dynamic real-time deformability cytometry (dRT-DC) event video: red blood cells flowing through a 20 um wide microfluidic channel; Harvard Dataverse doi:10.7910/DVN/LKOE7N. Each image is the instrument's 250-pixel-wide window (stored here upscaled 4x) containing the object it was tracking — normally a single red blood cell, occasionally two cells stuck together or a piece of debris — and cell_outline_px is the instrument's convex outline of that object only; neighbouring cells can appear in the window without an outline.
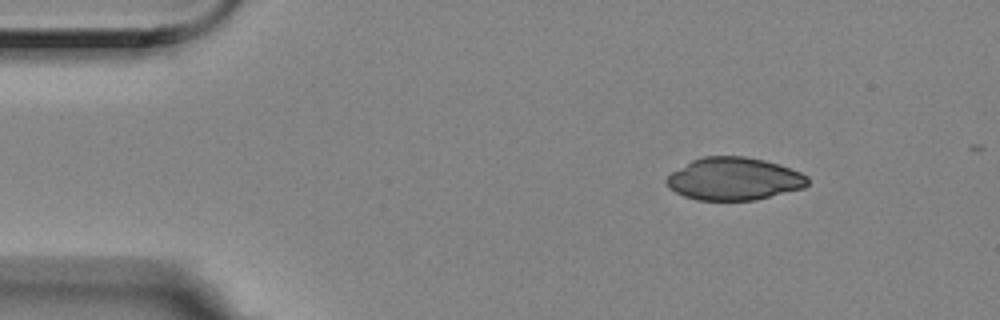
{"species": "Egyptian fruit bat (a non-hibernating species)", "species_latin": "Rousettus aegyptiacus", "temperature_condition": "room temperature", "stored_images_in_passage": 3, "camera_frame_rate_fps": 3000, "um_per_image_px": 0.085, "animal": {"sex": "female"}, "frame": {"image": 1, "passage_image": 1, "time_ms": 0.0, "image_size_px": [1000, 320], "cell_outline_px": [[808, 184], [804, 188], [756, 200], [696, 200], [684, 196], [668, 188], [664, 180], [672, 172], [692, 160], [704, 156], [744, 156], [764, 160], [780, 164], [800, 172], [808, 176]], "centroid_in_image_um": [62.39, 15.21], "position_along_channel_um": 22.6, "area_um2": 35.2}}